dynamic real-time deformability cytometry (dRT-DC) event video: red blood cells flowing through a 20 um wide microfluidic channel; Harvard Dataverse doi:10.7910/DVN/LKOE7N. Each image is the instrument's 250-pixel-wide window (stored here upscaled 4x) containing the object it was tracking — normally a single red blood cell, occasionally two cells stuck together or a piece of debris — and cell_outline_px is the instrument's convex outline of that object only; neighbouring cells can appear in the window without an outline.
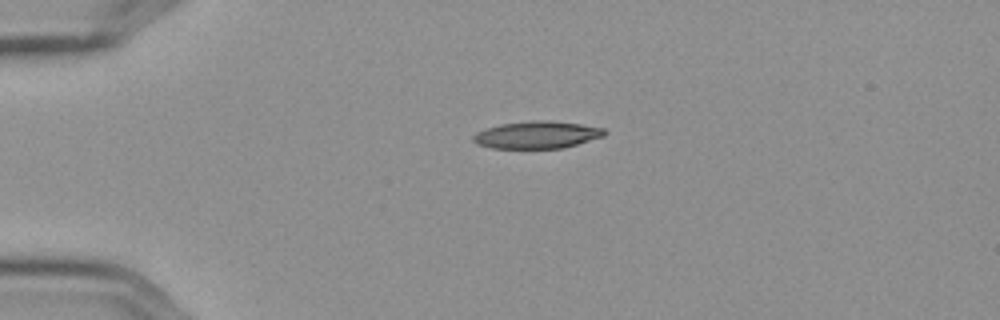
{"species": "Egyptian fruit bat (a non-hibernating species)", "species_latin": "Rousettus aegyptiacus", "temperature_condition": "cold", "stored_images_in_passage": 3, "camera_frame_rate_fps": 3000, "um_per_image_px": 0.085, "frame": {"image": 1, "passage_image": 2, "time_ms": 0.333, "image_size_px": [1000, 320], "cell_outline_px": [[608, 132], [604, 136], [564, 148], [492, 148], [476, 144], [472, 140], [472, 136], [476, 132], [500, 124], [536, 120], [544, 120], [580, 124], [604, 128]], "centroid_in_image_um": [45.64, 11.46], "position_along_channel_um": 39.4, "area_um2": 20.81}}